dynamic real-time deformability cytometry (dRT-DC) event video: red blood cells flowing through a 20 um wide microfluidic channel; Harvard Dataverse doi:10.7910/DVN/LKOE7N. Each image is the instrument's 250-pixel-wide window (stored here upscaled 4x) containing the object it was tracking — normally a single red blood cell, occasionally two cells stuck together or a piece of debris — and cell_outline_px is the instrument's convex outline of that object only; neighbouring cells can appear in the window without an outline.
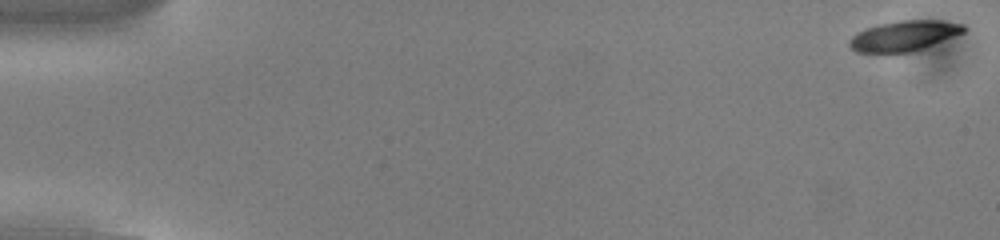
{"species": "common noctule bat (a hibernating species)", "species_latin": "Nyctalus noctula", "temperature_condition": "cold", "stored_images_in_passage": 54, "camera_frame_rate_fps": 3000, "um_per_image_px": 0.085, "animal": {"sex": "male", "body_mass_g": 13.0, "forearm_length_mm": 53.1}, "frame": {"image": 1, "passage_image": 1, "time_ms": 0.0, "image_size_px": [1000, 240], "cell_outline_px": [[964, 32], [924, 48], [908, 52], [856, 52], [848, 44], [848, 40], [852, 36], [868, 28], [880, 24], [900, 20], [940, 20], [964, 24]], "centroid_in_image_um": [76.85, 3.04], "position_along_channel_um": 8.2, "area_um2": 19.83}}
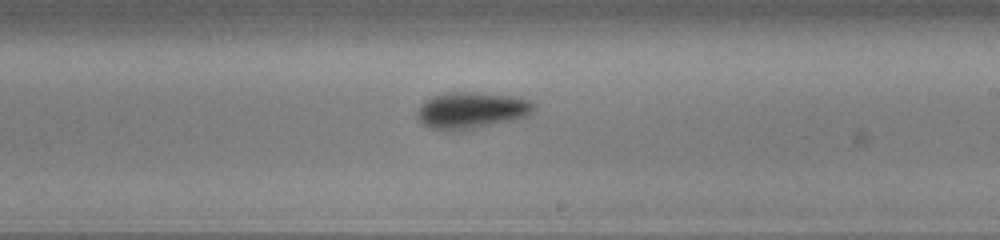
{"frame": {"image": 2, "passage_image": 32, "time_ms": 10.333, "image_size_px": [1000, 240], "cell_outline_px": [[532, 112], [528, 116], [512, 120], [472, 128], [432, 128], [424, 124], [416, 116], [416, 112], [420, 104], [428, 96], [440, 92], [476, 92], [516, 96], [528, 100], [532, 104]], "centroid_in_image_um": [40.03, 9.31], "position_along_channel_um": 249.0, "area_um2": 24.39}}
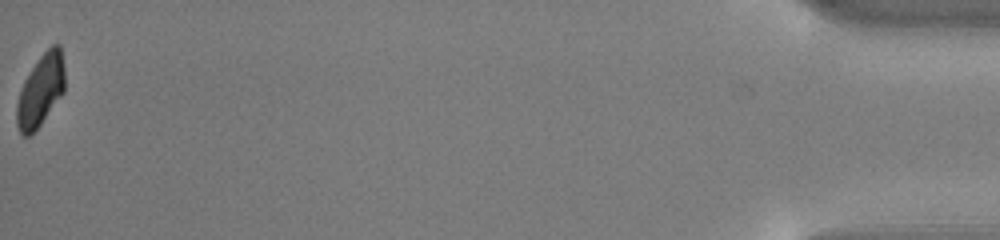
{"frame": {"image": 3, "passage_image": 54, "time_ms": 17.667, "image_size_px": [1000, 240], "cell_outline_px": [[64, 92], [40, 124], [28, 136], [20, 136], [16, 124], [16, 104], [24, 80], [40, 56], [52, 44], [60, 44], [64, 68]], "centroid_in_image_um": [3.44, 7.69], "position_along_channel_um": 431.8, "area_um2": 19.94}, "authors_computed_cell_mechanics": {"area_um2": 22.3975, "velocity_mm_per_s": 3.8267, "shape_relaxation_time_tau1_ms": 2.8007, "shape_relaxation_time_tau2_ms": null, "deformation_change_tau1": 0.1153, "deformation_change_tau2": null}}